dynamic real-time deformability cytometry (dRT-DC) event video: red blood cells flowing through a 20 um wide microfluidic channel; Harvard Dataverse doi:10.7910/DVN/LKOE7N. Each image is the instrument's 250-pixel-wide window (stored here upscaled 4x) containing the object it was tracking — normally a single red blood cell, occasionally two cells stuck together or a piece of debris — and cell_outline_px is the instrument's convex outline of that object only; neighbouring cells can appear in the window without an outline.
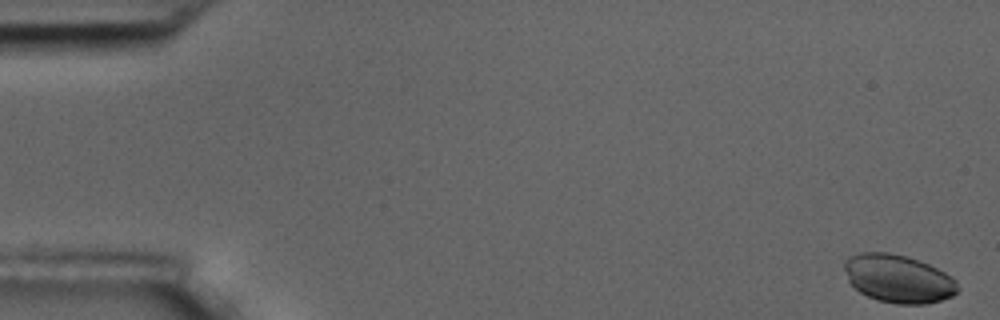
{"species": "common noctule bat (a hibernating species)", "species_latin": "Nyctalus noctula", "temperature_condition": "room temperature", "stored_images_in_passage": 5, "camera_frame_rate_fps": 3000, "um_per_image_px": 0.085, "animal": {"sex": "male", "body_mass_g": 17.5, "forearm_length_mm": 52.3}, "frame": {"image": 1, "passage_image": 1, "time_ms": 0.0, "image_size_px": [1000, 320], "cell_outline_px": [[960, 288], [952, 296], [940, 300], [924, 304], [896, 304], [876, 300], [860, 292], [848, 280], [844, 268], [844, 260], [848, 256], [860, 252], [888, 252], [904, 256], [928, 264], [952, 276], [956, 280]], "centroid_in_image_um": [76.34, 23.69], "position_along_channel_um": 8.7, "area_um2": 31.73}}
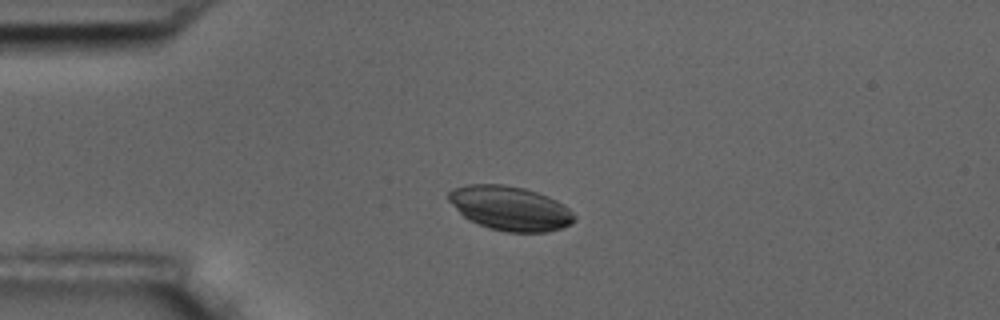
{"frame": {"image": 2, "passage_image": 4, "time_ms": 4.333, "image_size_px": [1000, 320], "cell_outline_px": [[576, 220], [572, 224], [548, 232], [508, 232], [488, 228], [468, 220], [448, 200], [448, 192], [452, 188], [468, 184], [504, 184], [524, 188], [548, 196], [564, 204], [576, 216]], "centroid_in_image_um": [43.36, 17.7], "position_along_channel_um": 41.6, "area_um2": 32.6}}